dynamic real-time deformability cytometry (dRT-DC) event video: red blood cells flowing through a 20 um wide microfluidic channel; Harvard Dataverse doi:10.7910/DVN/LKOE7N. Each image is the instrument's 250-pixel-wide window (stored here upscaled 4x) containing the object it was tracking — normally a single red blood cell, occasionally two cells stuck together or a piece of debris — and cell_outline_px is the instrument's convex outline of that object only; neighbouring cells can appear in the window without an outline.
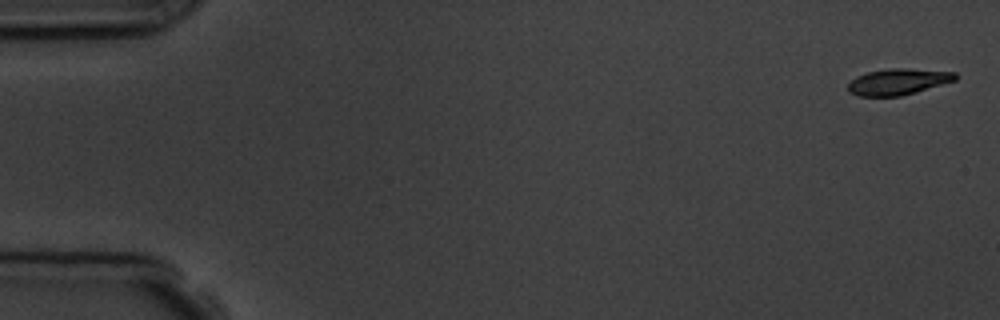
{"species": "common noctule bat (a hibernating species)", "species_latin": "Nyctalus noctula", "temperature_condition": "room temperature", "stored_images_in_passage": 3, "camera_frame_rate_fps": 3000, "um_per_image_px": 0.085, "animal": {"sex": "male", "body_mass_g": 19.5, "forearm_length_mm": 54.6}, "frame": {"image": 1, "passage_image": 1, "time_ms": 0.0, "image_size_px": [1000, 320], "cell_outline_px": [[956, 80], [916, 92], [900, 96], [860, 96], [848, 92], [848, 84], [856, 76], [868, 72], [888, 68], [908, 68], [956, 72]], "centroid_in_image_um": [76.33, 6.94], "position_along_channel_um": 8.7, "area_um2": 16.36}}